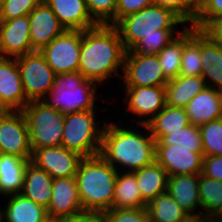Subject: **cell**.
<instances>
[{"instance_id":"obj_1","label":"cell","mask_w":222,"mask_h":222,"mask_svg":"<svg viewBox=\"0 0 222 222\" xmlns=\"http://www.w3.org/2000/svg\"><path fill=\"white\" fill-rule=\"evenodd\" d=\"M125 54L126 49L115 26L99 24L81 31L79 72L86 79L100 85L118 74L121 79L119 71L123 73Z\"/></svg>"},{"instance_id":"obj_2","label":"cell","mask_w":222,"mask_h":222,"mask_svg":"<svg viewBox=\"0 0 222 222\" xmlns=\"http://www.w3.org/2000/svg\"><path fill=\"white\" fill-rule=\"evenodd\" d=\"M103 123L99 155L117 171H121L123 166L121 172H135L155 161L156 141L146 124L137 125L144 129L139 132L136 128L121 127L115 122L108 123L105 119ZM145 130L148 134H145Z\"/></svg>"},{"instance_id":"obj_3","label":"cell","mask_w":222,"mask_h":222,"mask_svg":"<svg viewBox=\"0 0 222 222\" xmlns=\"http://www.w3.org/2000/svg\"><path fill=\"white\" fill-rule=\"evenodd\" d=\"M117 173L100 155L80 161L75 178L83 210L103 213L113 209Z\"/></svg>"},{"instance_id":"obj_4","label":"cell","mask_w":222,"mask_h":222,"mask_svg":"<svg viewBox=\"0 0 222 222\" xmlns=\"http://www.w3.org/2000/svg\"><path fill=\"white\" fill-rule=\"evenodd\" d=\"M178 24H186L173 11L159 5H150L137 13L122 18L115 27L118 29L126 51L139 40L150 35H176L183 30H175Z\"/></svg>"},{"instance_id":"obj_5","label":"cell","mask_w":222,"mask_h":222,"mask_svg":"<svg viewBox=\"0 0 222 222\" xmlns=\"http://www.w3.org/2000/svg\"><path fill=\"white\" fill-rule=\"evenodd\" d=\"M97 85L79 71L61 73L42 101L62 113L96 110Z\"/></svg>"},{"instance_id":"obj_6","label":"cell","mask_w":222,"mask_h":222,"mask_svg":"<svg viewBox=\"0 0 222 222\" xmlns=\"http://www.w3.org/2000/svg\"><path fill=\"white\" fill-rule=\"evenodd\" d=\"M22 112L32 153L42 147L62 145L65 113L49 107L42 100L29 101Z\"/></svg>"},{"instance_id":"obj_7","label":"cell","mask_w":222,"mask_h":222,"mask_svg":"<svg viewBox=\"0 0 222 222\" xmlns=\"http://www.w3.org/2000/svg\"><path fill=\"white\" fill-rule=\"evenodd\" d=\"M96 110L65 113L62 146L82 157L99 155L104 125L95 120Z\"/></svg>"},{"instance_id":"obj_8","label":"cell","mask_w":222,"mask_h":222,"mask_svg":"<svg viewBox=\"0 0 222 222\" xmlns=\"http://www.w3.org/2000/svg\"><path fill=\"white\" fill-rule=\"evenodd\" d=\"M24 93L28 101H41L55 83L56 74L40 51L16 58Z\"/></svg>"},{"instance_id":"obj_9","label":"cell","mask_w":222,"mask_h":222,"mask_svg":"<svg viewBox=\"0 0 222 222\" xmlns=\"http://www.w3.org/2000/svg\"><path fill=\"white\" fill-rule=\"evenodd\" d=\"M81 30H66L40 50L56 75L79 71Z\"/></svg>"},{"instance_id":"obj_10","label":"cell","mask_w":222,"mask_h":222,"mask_svg":"<svg viewBox=\"0 0 222 222\" xmlns=\"http://www.w3.org/2000/svg\"><path fill=\"white\" fill-rule=\"evenodd\" d=\"M122 82L125 87L165 86L168 80L156 54H135L126 51Z\"/></svg>"},{"instance_id":"obj_11","label":"cell","mask_w":222,"mask_h":222,"mask_svg":"<svg viewBox=\"0 0 222 222\" xmlns=\"http://www.w3.org/2000/svg\"><path fill=\"white\" fill-rule=\"evenodd\" d=\"M0 153L31 161L26 119L22 111H8L0 116Z\"/></svg>"},{"instance_id":"obj_12","label":"cell","mask_w":222,"mask_h":222,"mask_svg":"<svg viewBox=\"0 0 222 222\" xmlns=\"http://www.w3.org/2000/svg\"><path fill=\"white\" fill-rule=\"evenodd\" d=\"M83 158L80 154L61 145L36 149L32 153L31 162L56 179L76 176Z\"/></svg>"},{"instance_id":"obj_13","label":"cell","mask_w":222,"mask_h":222,"mask_svg":"<svg viewBox=\"0 0 222 222\" xmlns=\"http://www.w3.org/2000/svg\"><path fill=\"white\" fill-rule=\"evenodd\" d=\"M124 90L123 101L127 103L124 107L141 117L136 121L138 124H147L166 106L165 86L125 87Z\"/></svg>"},{"instance_id":"obj_14","label":"cell","mask_w":222,"mask_h":222,"mask_svg":"<svg viewBox=\"0 0 222 222\" xmlns=\"http://www.w3.org/2000/svg\"><path fill=\"white\" fill-rule=\"evenodd\" d=\"M204 153L191 152L176 145H156L155 161L168 176L201 174Z\"/></svg>"},{"instance_id":"obj_15","label":"cell","mask_w":222,"mask_h":222,"mask_svg":"<svg viewBox=\"0 0 222 222\" xmlns=\"http://www.w3.org/2000/svg\"><path fill=\"white\" fill-rule=\"evenodd\" d=\"M33 51L28 15L0 20V57L17 58Z\"/></svg>"},{"instance_id":"obj_16","label":"cell","mask_w":222,"mask_h":222,"mask_svg":"<svg viewBox=\"0 0 222 222\" xmlns=\"http://www.w3.org/2000/svg\"><path fill=\"white\" fill-rule=\"evenodd\" d=\"M28 18L30 21V39L34 51H40L55 37L66 31L44 0L28 14Z\"/></svg>"},{"instance_id":"obj_17","label":"cell","mask_w":222,"mask_h":222,"mask_svg":"<svg viewBox=\"0 0 222 222\" xmlns=\"http://www.w3.org/2000/svg\"><path fill=\"white\" fill-rule=\"evenodd\" d=\"M83 211L76 178H56L52 184V198L47 209L51 222Z\"/></svg>"},{"instance_id":"obj_18","label":"cell","mask_w":222,"mask_h":222,"mask_svg":"<svg viewBox=\"0 0 222 222\" xmlns=\"http://www.w3.org/2000/svg\"><path fill=\"white\" fill-rule=\"evenodd\" d=\"M0 100L9 111H22L29 103L16 58L0 57Z\"/></svg>"},{"instance_id":"obj_19","label":"cell","mask_w":222,"mask_h":222,"mask_svg":"<svg viewBox=\"0 0 222 222\" xmlns=\"http://www.w3.org/2000/svg\"><path fill=\"white\" fill-rule=\"evenodd\" d=\"M66 30H87L99 24L91 17L86 0H44Z\"/></svg>"},{"instance_id":"obj_20","label":"cell","mask_w":222,"mask_h":222,"mask_svg":"<svg viewBox=\"0 0 222 222\" xmlns=\"http://www.w3.org/2000/svg\"><path fill=\"white\" fill-rule=\"evenodd\" d=\"M185 111L190 124L197 126L222 118V91L205 88L189 101Z\"/></svg>"},{"instance_id":"obj_21","label":"cell","mask_w":222,"mask_h":222,"mask_svg":"<svg viewBox=\"0 0 222 222\" xmlns=\"http://www.w3.org/2000/svg\"><path fill=\"white\" fill-rule=\"evenodd\" d=\"M198 184L199 174L176 175L168 177L166 190L183 210L194 217H201V212L197 210L201 208Z\"/></svg>"},{"instance_id":"obj_22","label":"cell","mask_w":222,"mask_h":222,"mask_svg":"<svg viewBox=\"0 0 222 222\" xmlns=\"http://www.w3.org/2000/svg\"><path fill=\"white\" fill-rule=\"evenodd\" d=\"M54 179L31 161L25 168L24 182L21 194L48 209L52 198V184Z\"/></svg>"},{"instance_id":"obj_23","label":"cell","mask_w":222,"mask_h":222,"mask_svg":"<svg viewBox=\"0 0 222 222\" xmlns=\"http://www.w3.org/2000/svg\"><path fill=\"white\" fill-rule=\"evenodd\" d=\"M7 205L2 208L4 222H51L47 215V209L38 205L21 193L6 197Z\"/></svg>"},{"instance_id":"obj_24","label":"cell","mask_w":222,"mask_h":222,"mask_svg":"<svg viewBox=\"0 0 222 222\" xmlns=\"http://www.w3.org/2000/svg\"><path fill=\"white\" fill-rule=\"evenodd\" d=\"M202 76H181L165 85L166 105L185 108L189 101L207 88Z\"/></svg>"},{"instance_id":"obj_25","label":"cell","mask_w":222,"mask_h":222,"mask_svg":"<svg viewBox=\"0 0 222 222\" xmlns=\"http://www.w3.org/2000/svg\"><path fill=\"white\" fill-rule=\"evenodd\" d=\"M29 160L0 153V196L20 194Z\"/></svg>"},{"instance_id":"obj_26","label":"cell","mask_w":222,"mask_h":222,"mask_svg":"<svg viewBox=\"0 0 222 222\" xmlns=\"http://www.w3.org/2000/svg\"><path fill=\"white\" fill-rule=\"evenodd\" d=\"M201 76L208 87L222 91V47L201 31ZM211 81V83H210Z\"/></svg>"},{"instance_id":"obj_27","label":"cell","mask_w":222,"mask_h":222,"mask_svg":"<svg viewBox=\"0 0 222 222\" xmlns=\"http://www.w3.org/2000/svg\"><path fill=\"white\" fill-rule=\"evenodd\" d=\"M183 54L181 58V76H201V30L183 26Z\"/></svg>"},{"instance_id":"obj_28","label":"cell","mask_w":222,"mask_h":222,"mask_svg":"<svg viewBox=\"0 0 222 222\" xmlns=\"http://www.w3.org/2000/svg\"><path fill=\"white\" fill-rule=\"evenodd\" d=\"M151 136L158 142L170 132H176L190 125L185 108L166 105L147 124Z\"/></svg>"},{"instance_id":"obj_29","label":"cell","mask_w":222,"mask_h":222,"mask_svg":"<svg viewBox=\"0 0 222 222\" xmlns=\"http://www.w3.org/2000/svg\"><path fill=\"white\" fill-rule=\"evenodd\" d=\"M137 178L142 199L148 203L167 190L168 174L156 161L133 172Z\"/></svg>"},{"instance_id":"obj_30","label":"cell","mask_w":222,"mask_h":222,"mask_svg":"<svg viewBox=\"0 0 222 222\" xmlns=\"http://www.w3.org/2000/svg\"><path fill=\"white\" fill-rule=\"evenodd\" d=\"M142 199L137 178L133 172L118 171L115 181L113 209L146 208Z\"/></svg>"},{"instance_id":"obj_31","label":"cell","mask_w":222,"mask_h":222,"mask_svg":"<svg viewBox=\"0 0 222 222\" xmlns=\"http://www.w3.org/2000/svg\"><path fill=\"white\" fill-rule=\"evenodd\" d=\"M198 189L201 217L222 220V182L199 174Z\"/></svg>"},{"instance_id":"obj_32","label":"cell","mask_w":222,"mask_h":222,"mask_svg":"<svg viewBox=\"0 0 222 222\" xmlns=\"http://www.w3.org/2000/svg\"><path fill=\"white\" fill-rule=\"evenodd\" d=\"M146 209L150 222H183L190 217L167 192L148 201Z\"/></svg>"},{"instance_id":"obj_33","label":"cell","mask_w":222,"mask_h":222,"mask_svg":"<svg viewBox=\"0 0 222 222\" xmlns=\"http://www.w3.org/2000/svg\"><path fill=\"white\" fill-rule=\"evenodd\" d=\"M183 54V31L157 53L164 77L169 81L177 78L180 73Z\"/></svg>"},{"instance_id":"obj_34","label":"cell","mask_w":222,"mask_h":222,"mask_svg":"<svg viewBox=\"0 0 222 222\" xmlns=\"http://www.w3.org/2000/svg\"><path fill=\"white\" fill-rule=\"evenodd\" d=\"M156 145H176L195 153H204L199 126L190 124L176 132L163 136Z\"/></svg>"},{"instance_id":"obj_35","label":"cell","mask_w":222,"mask_h":222,"mask_svg":"<svg viewBox=\"0 0 222 222\" xmlns=\"http://www.w3.org/2000/svg\"><path fill=\"white\" fill-rule=\"evenodd\" d=\"M204 156L222 155V118L199 126Z\"/></svg>"},{"instance_id":"obj_36","label":"cell","mask_w":222,"mask_h":222,"mask_svg":"<svg viewBox=\"0 0 222 222\" xmlns=\"http://www.w3.org/2000/svg\"><path fill=\"white\" fill-rule=\"evenodd\" d=\"M154 4L173 11L185 23H190V26L200 7L199 0H154Z\"/></svg>"},{"instance_id":"obj_37","label":"cell","mask_w":222,"mask_h":222,"mask_svg":"<svg viewBox=\"0 0 222 222\" xmlns=\"http://www.w3.org/2000/svg\"><path fill=\"white\" fill-rule=\"evenodd\" d=\"M91 17L98 23L115 26L118 0H86Z\"/></svg>"},{"instance_id":"obj_38","label":"cell","mask_w":222,"mask_h":222,"mask_svg":"<svg viewBox=\"0 0 222 222\" xmlns=\"http://www.w3.org/2000/svg\"><path fill=\"white\" fill-rule=\"evenodd\" d=\"M101 214L104 222H150L146 208L110 209Z\"/></svg>"},{"instance_id":"obj_39","label":"cell","mask_w":222,"mask_h":222,"mask_svg":"<svg viewBox=\"0 0 222 222\" xmlns=\"http://www.w3.org/2000/svg\"><path fill=\"white\" fill-rule=\"evenodd\" d=\"M42 0H6L0 4V20L28 15Z\"/></svg>"},{"instance_id":"obj_40","label":"cell","mask_w":222,"mask_h":222,"mask_svg":"<svg viewBox=\"0 0 222 222\" xmlns=\"http://www.w3.org/2000/svg\"><path fill=\"white\" fill-rule=\"evenodd\" d=\"M177 36L150 35L139 40L130 51L135 54H157Z\"/></svg>"},{"instance_id":"obj_41","label":"cell","mask_w":222,"mask_h":222,"mask_svg":"<svg viewBox=\"0 0 222 222\" xmlns=\"http://www.w3.org/2000/svg\"><path fill=\"white\" fill-rule=\"evenodd\" d=\"M222 17V0H201L192 27L202 29L210 20Z\"/></svg>"},{"instance_id":"obj_42","label":"cell","mask_w":222,"mask_h":222,"mask_svg":"<svg viewBox=\"0 0 222 222\" xmlns=\"http://www.w3.org/2000/svg\"><path fill=\"white\" fill-rule=\"evenodd\" d=\"M153 4L154 0H118L115 14V25L122 18L137 13L143 8Z\"/></svg>"},{"instance_id":"obj_43","label":"cell","mask_w":222,"mask_h":222,"mask_svg":"<svg viewBox=\"0 0 222 222\" xmlns=\"http://www.w3.org/2000/svg\"><path fill=\"white\" fill-rule=\"evenodd\" d=\"M201 174L222 182V155L204 156Z\"/></svg>"},{"instance_id":"obj_44","label":"cell","mask_w":222,"mask_h":222,"mask_svg":"<svg viewBox=\"0 0 222 222\" xmlns=\"http://www.w3.org/2000/svg\"><path fill=\"white\" fill-rule=\"evenodd\" d=\"M201 31L222 47V17L210 20Z\"/></svg>"},{"instance_id":"obj_45","label":"cell","mask_w":222,"mask_h":222,"mask_svg":"<svg viewBox=\"0 0 222 222\" xmlns=\"http://www.w3.org/2000/svg\"><path fill=\"white\" fill-rule=\"evenodd\" d=\"M55 222H104V221L101 213L83 210L79 213L63 217Z\"/></svg>"},{"instance_id":"obj_46","label":"cell","mask_w":222,"mask_h":222,"mask_svg":"<svg viewBox=\"0 0 222 222\" xmlns=\"http://www.w3.org/2000/svg\"><path fill=\"white\" fill-rule=\"evenodd\" d=\"M204 218L203 217H194L190 216L188 219H186L183 222H203Z\"/></svg>"},{"instance_id":"obj_47","label":"cell","mask_w":222,"mask_h":222,"mask_svg":"<svg viewBox=\"0 0 222 222\" xmlns=\"http://www.w3.org/2000/svg\"><path fill=\"white\" fill-rule=\"evenodd\" d=\"M9 110L5 107V105L0 100V116L5 115Z\"/></svg>"},{"instance_id":"obj_48","label":"cell","mask_w":222,"mask_h":222,"mask_svg":"<svg viewBox=\"0 0 222 222\" xmlns=\"http://www.w3.org/2000/svg\"><path fill=\"white\" fill-rule=\"evenodd\" d=\"M203 222H222V220H219V219H204Z\"/></svg>"},{"instance_id":"obj_49","label":"cell","mask_w":222,"mask_h":222,"mask_svg":"<svg viewBox=\"0 0 222 222\" xmlns=\"http://www.w3.org/2000/svg\"><path fill=\"white\" fill-rule=\"evenodd\" d=\"M0 222H3V219H2V209L0 208Z\"/></svg>"}]
</instances>
